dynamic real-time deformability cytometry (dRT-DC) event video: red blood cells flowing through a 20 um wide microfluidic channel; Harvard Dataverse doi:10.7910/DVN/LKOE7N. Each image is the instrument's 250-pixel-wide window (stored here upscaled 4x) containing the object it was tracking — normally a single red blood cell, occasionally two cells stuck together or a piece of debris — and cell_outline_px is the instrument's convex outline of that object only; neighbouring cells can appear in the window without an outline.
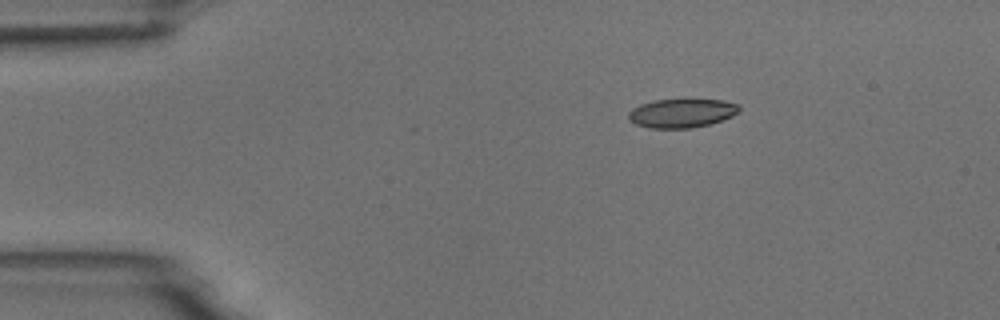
{"species": "common noctule bat (a hibernating species)", "species_latin": "Nyctalus noctula", "temperature_condition": "room temperature", "stored_images_in_passage": 4, "camera_frame_rate_fps": 3000, "um_per_image_px": 0.085, "animal": {"sex": "male", "body_mass_g": 18.8}, "frame": {"image": 1, "passage_image": 2, "time_ms": 2.0, "image_size_px": [1000, 320], "cell_outline_px": [[740, 112], [732, 116], [708, 124], [692, 128], [648, 128], [636, 124], [628, 120], [628, 112], [632, 108], [640, 104], [652, 100], [724, 100], [740, 104]], "centroid_in_image_um": [57.93, 9.62], "position_along_channel_um": 27.1, "area_um2": 18.67}}